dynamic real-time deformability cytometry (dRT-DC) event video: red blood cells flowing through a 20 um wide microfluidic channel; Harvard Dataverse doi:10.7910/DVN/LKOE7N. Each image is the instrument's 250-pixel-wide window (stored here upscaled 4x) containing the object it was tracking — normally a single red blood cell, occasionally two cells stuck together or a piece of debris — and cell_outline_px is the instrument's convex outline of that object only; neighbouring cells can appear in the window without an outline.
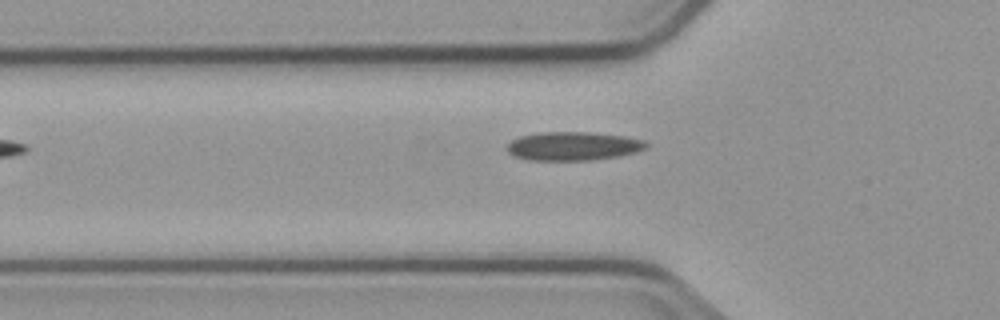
{"species": "common noctule bat (a hibernating species)", "species_latin": "Nyctalus noctula", "temperature_condition": "cold", "stored_images_in_passage": 4, "camera_frame_rate_fps": 3000, "um_per_image_px": 0.085, "animal": {"sex": "male", "body_mass_g": 23.1, "forearm_length_mm": 52.7}, "frame": {"image": 1, "passage_image": 4, "time_ms": 3.667, "image_size_px": [1000, 320], "cell_outline_px": [[648, 144], [644, 148], [636, 152], [616, 156], [592, 160], [532, 160], [516, 156], [508, 152], [508, 144], [512, 140], [520, 136], [540, 132], [588, 132], [624, 136], [644, 140]], "centroid_in_image_um": [48.72, 12.41], "position_along_channel_um": 77.1, "area_um2": 22.95}}